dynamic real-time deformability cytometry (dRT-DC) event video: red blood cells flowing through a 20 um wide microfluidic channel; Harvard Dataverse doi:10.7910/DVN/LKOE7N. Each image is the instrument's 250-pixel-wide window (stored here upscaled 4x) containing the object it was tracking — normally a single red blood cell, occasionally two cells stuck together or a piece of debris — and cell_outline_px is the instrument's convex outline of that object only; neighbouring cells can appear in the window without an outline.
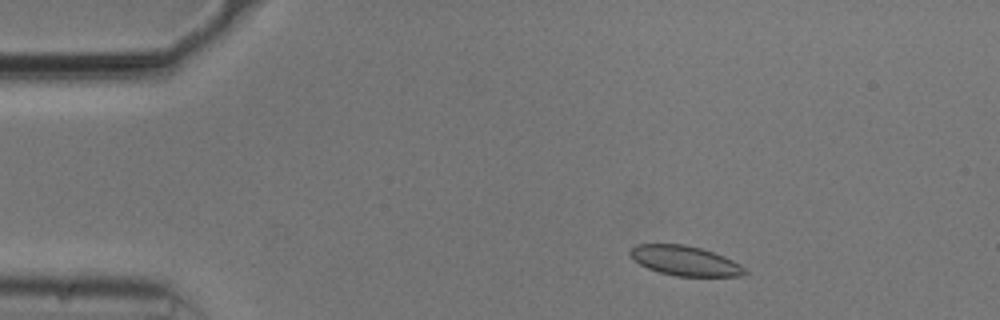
{"species": "common noctule bat (a hibernating species)", "species_latin": "Nyctalus noctula", "temperature_condition": "cold", "stored_images_in_passage": 46, "camera_frame_rate_fps": 3000, "um_per_image_px": 0.085, "animal": {"sex": "male", "body_mass_g": 20.5, "forearm_length_mm": 52.5}, "frame": {"image": 1, "passage_image": 1, "time_ms": 0.0, "image_size_px": [1000, 320], "cell_outline_px": [[748, 272], [744, 276], [676, 276], [660, 272], [648, 268], [632, 260], [628, 252], [636, 244], [684, 244], [700, 248], [724, 256], [740, 264]], "centroid_in_image_um": [58.21, 22.16], "position_along_channel_um": 26.8, "area_um2": 19.88}}
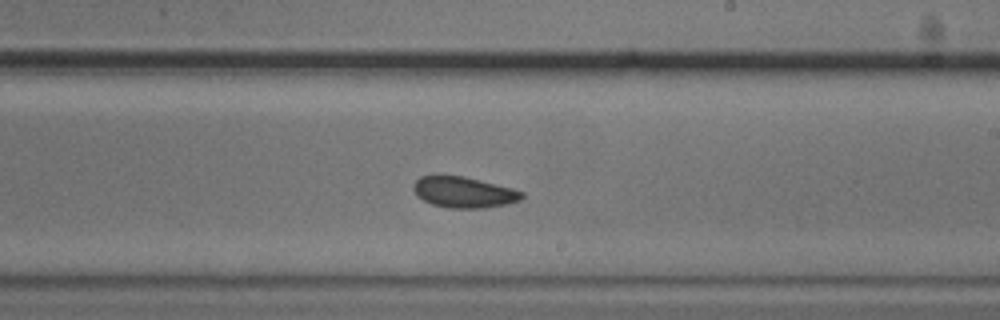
{"frame": {"image": 2, "passage_image": 24, "time_ms": 7.667, "image_size_px": [1000, 320], "cell_outline_px": [[524, 196], [520, 200], [504, 204], [484, 208], [448, 208], [432, 204], [416, 196], [412, 188], [412, 184], [420, 176], [436, 172], [464, 176], [512, 188], [524, 192]], "centroid_in_image_um": [39.33, 16.29], "position_along_channel_um": 249.7, "area_um2": 20.11}}
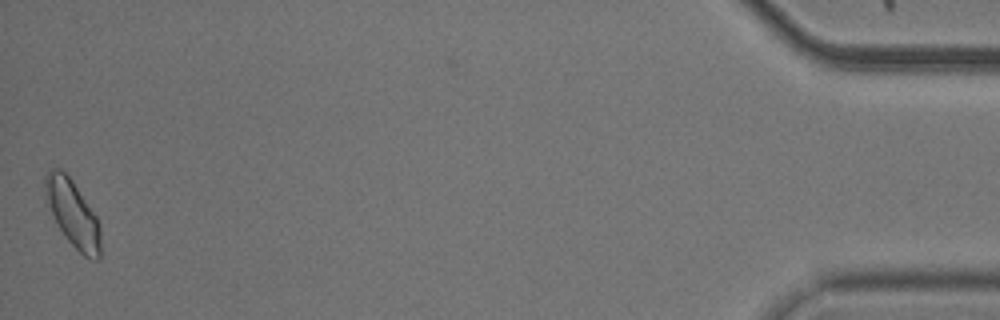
{"frame": {"image": 3, "passage_image": 46, "time_ms": 15.0, "image_size_px": [1000, 320], "cell_outline_px": [[100, 260], [92, 260], [84, 256], [68, 240], [60, 228], [52, 212], [44, 192], [44, 176], [48, 168], [60, 168], [72, 180], [96, 216], [100, 224]], "centroid_in_image_um": [6.19, 18.13], "position_along_channel_um": 429.0, "area_um2": 21.21}, "authors_computed_cell_mechanics": {"area_um2": 19.7387, "velocity_mm_per_s": 3.7187, "shape_relaxation_time_tau1_ms": 3.3176, "shape_relaxation_time_tau2_ms": 3.2867, "deformation_change_tau1": 0.0633, "deformation_change_tau2": 0.0752}}